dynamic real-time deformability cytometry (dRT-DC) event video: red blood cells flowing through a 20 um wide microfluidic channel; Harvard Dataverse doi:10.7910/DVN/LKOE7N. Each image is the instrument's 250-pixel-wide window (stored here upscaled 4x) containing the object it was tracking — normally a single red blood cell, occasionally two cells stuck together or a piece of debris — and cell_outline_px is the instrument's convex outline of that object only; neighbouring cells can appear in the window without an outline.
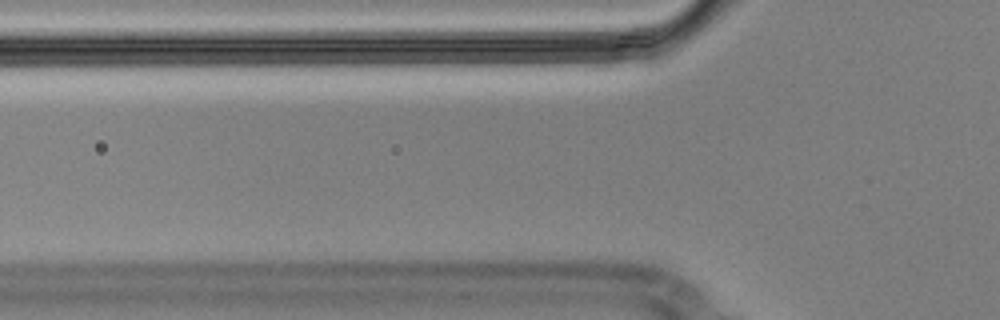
{"species": "Egyptian fruit bat (a non-hibernating species)", "species_latin": "Rousettus aegyptiacus", "temperature_condition": "cold", "stored_images_in_passage": 3, "segment_of_instrument_passage": [1, 2], "camera_frame_rate_fps": 3000, "um_per_image_px": 0.085, "animal": {"sex": "male"}, "frame": {"image": 1, "passage_image": 2, "time_ms": 0.333, "image_size_px": [1000, 320], "cell_outline_px": [[620, 60], [504, 64], [436, 64], [436, 60], [448, 40], [612, 40], [616, 48]], "centroid_in_image_um": [44.7, 4.39], "position_along_channel_um": 81.1, "area_um2": 28.84}}